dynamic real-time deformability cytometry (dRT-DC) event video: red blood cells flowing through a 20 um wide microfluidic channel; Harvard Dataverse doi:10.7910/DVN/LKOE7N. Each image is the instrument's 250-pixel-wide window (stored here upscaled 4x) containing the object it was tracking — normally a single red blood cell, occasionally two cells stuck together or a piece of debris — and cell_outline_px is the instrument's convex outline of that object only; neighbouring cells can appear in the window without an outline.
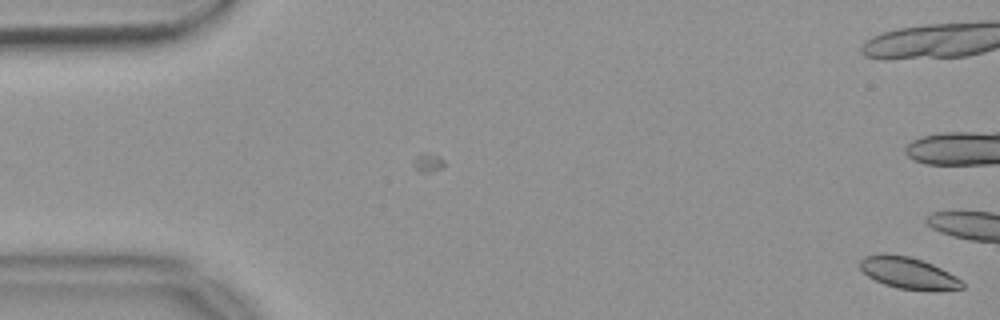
{"species": "common noctule bat (a hibernating species)", "species_latin": "Nyctalus noctula", "temperature_condition": "warm", "stored_images_in_passage": 12, "camera_frame_rate_fps": 3000, "um_per_image_px": 0.085, "animal": {"sex": "female", "body_mass_g": 18.4}, "frame": {"image": 1, "passage_image": 12, "time_ms": 3.667, "image_size_px": [1000, 320], "cell_outline_px": [[964, 288], [896, 288], [884, 284], [868, 276], [860, 268], [860, 260], [864, 256], [880, 252], [884, 252], [908, 256], [932, 264], [956, 276], [964, 284]], "centroid_in_image_um": [77.1, 23.14], "position_along_channel_um": 7.9, "area_um2": 18.15}}